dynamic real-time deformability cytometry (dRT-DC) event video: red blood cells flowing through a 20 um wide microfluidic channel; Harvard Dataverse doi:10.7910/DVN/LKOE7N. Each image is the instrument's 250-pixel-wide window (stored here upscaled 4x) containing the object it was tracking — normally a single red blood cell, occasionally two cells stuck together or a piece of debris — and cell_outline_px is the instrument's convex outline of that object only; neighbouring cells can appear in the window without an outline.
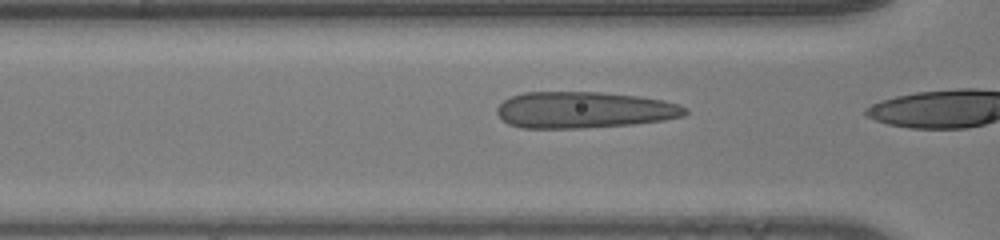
{"species": "human", "species_latin": "Homo sapiens", "temperature_condition": "room temperature", "stored_images_in_passage": 18, "camera_frame_rate_fps": 3000, "um_per_image_px": 0.085, "donor": {"sex": "male"}, "frame": {"image": 1, "passage_image": 17, "time_ms": 5.333, "image_size_px": [1000, 240], "cell_outline_px": [[688, 112], [684, 116], [664, 120], [632, 124], [584, 128], [524, 128], [508, 124], [496, 112], [496, 108], [504, 100], [512, 96], [524, 92], [600, 92], [640, 96], [664, 100], [680, 104], [688, 108]], "centroid_in_image_um": [49.68, 9.34], "position_along_channel_um": 116.9, "area_um2": 40.11}}